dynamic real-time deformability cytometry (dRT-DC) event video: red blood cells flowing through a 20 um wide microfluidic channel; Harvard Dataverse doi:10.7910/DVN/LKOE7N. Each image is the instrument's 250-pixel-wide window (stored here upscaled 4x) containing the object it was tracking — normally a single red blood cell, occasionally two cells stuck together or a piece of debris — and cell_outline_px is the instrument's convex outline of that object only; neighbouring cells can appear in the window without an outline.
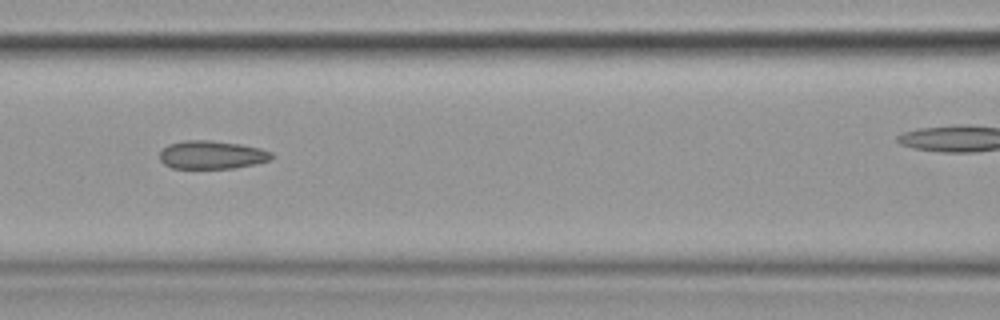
{"species": "common noctule bat (a hibernating species)", "species_latin": "Nyctalus noctula", "temperature_condition": "cold", "stored_images_in_passage": 7, "camera_frame_rate_fps": 3000, "um_per_image_px": 0.085, "animal": {"sex": "female", "body_mass_g": 19.9}, "frame": {"image": 1, "passage_image": 4, "time_ms": 3.333, "image_size_px": [1000, 320], "cell_outline_px": [[272, 160], [256, 164], [232, 168], [172, 168], [164, 164], [160, 160], [160, 152], [168, 144], [184, 140], [212, 140], [240, 144], [260, 148], [272, 152]], "centroid_in_image_um": [18.01, 13.16], "position_along_channel_um": 148.6, "area_um2": 18.5}}
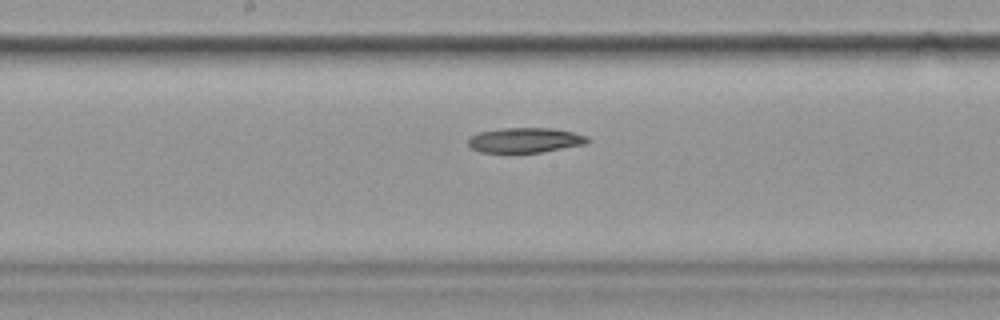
{"frame": {"image": 2, "passage_image": 6, "time_ms": 6.667, "image_size_px": [1000, 320], "cell_outline_px": [[592, 140], [584, 144], [540, 152], [480, 152], [472, 148], [468, 144], [468, 136], [480, 132], [500, 128], [552, 128], [572, 132], [588, 136]], "centroid_in_image_um": [44.62, 11.9], "position_along_channel_um": 203.6, "area_um2": 17.28}}
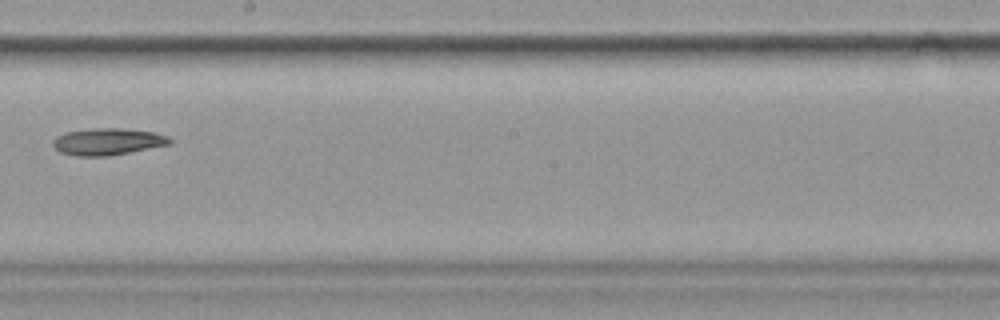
{"frame": {"image": 3, "passage_image": 7, "time_ms": 7.667, "image_size_px": [1000, 320], "cell_outline_px": [[172, 144], [108, 156], [76, 156], [60, 152], [52, 144], [52, 140], [56, 136], [64, 132], [92, 128], [124, 128], [152, 132], [168, 136], [172, 140]], "centroid_in_image_um": [9.14, 12.03], "position_along_channel_um": 239.1, "area_um2": 18.38}}